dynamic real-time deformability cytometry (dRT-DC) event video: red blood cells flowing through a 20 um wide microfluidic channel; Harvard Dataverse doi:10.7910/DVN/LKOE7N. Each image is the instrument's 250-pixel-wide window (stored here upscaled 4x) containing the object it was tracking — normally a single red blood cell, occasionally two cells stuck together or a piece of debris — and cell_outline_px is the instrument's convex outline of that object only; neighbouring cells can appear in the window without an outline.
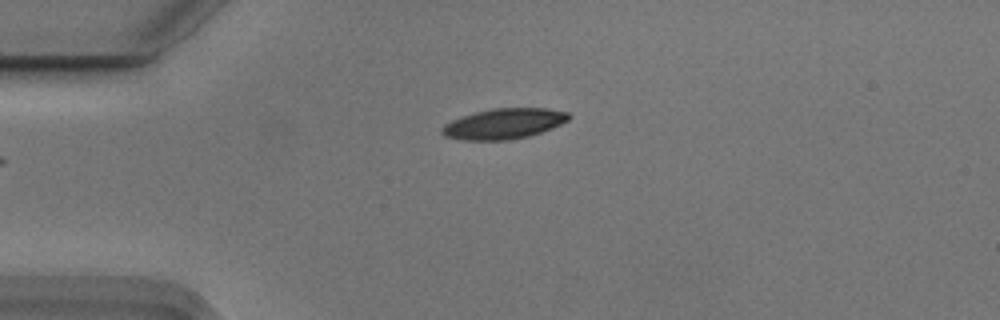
{"species": "Egyptian fruit bat (a non-hibernating species)", "species_latin": "Rousettus aegyptiacus", "temperature_condition": "cold", "stored_images_in_passage": 42, "camera_frame_rate_fps": 3000, "um_per_image_px": 0.085, "animal": {"sex": "male"}, "frame": {"image": 1, "passage_image": 1, "time_ms": 0.0, "image_size_px": [1000, 320], "cell_outline_px": [[572, 116], [568, 120], [552, 128], [528, 136], [508, 140], [464, 140], [444, 136], [440, 132], [440, 128], [444, 124], [452, 120], [476, 112], [492, 108], [544, 108], [568, 112]], "centroid_in_image_um": [42.81, 10.51], "position_along_channel_um": 42.2, "area_um2": 22.43}}
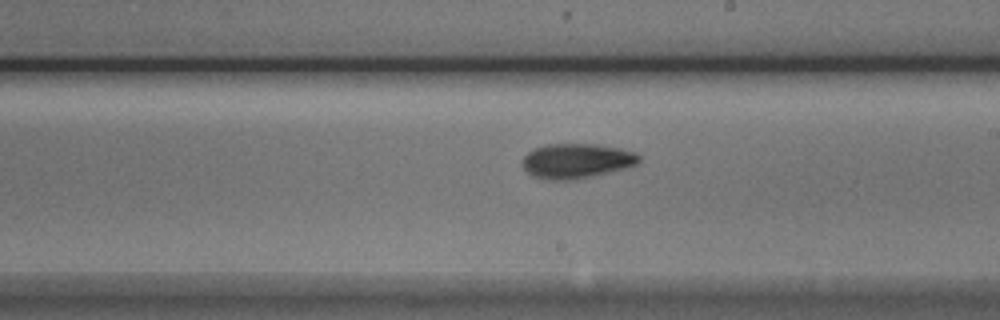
{"frame": {"image": 2, "passage_image": 19, "time_ms": 6.0, "image_size_px": [1000, 320], "cell_outline_px": [[640, 160], [636, 164], [624, 168], [588, 176], [568, 180], [544, 180], [528, 172], [524, 168], [524, 156], [532, 148], [544, 144], [596, 144], [620, 148], [636, 152], [640, 156]], "centroid_in_image_um": [48.99, 13.65], "position_along_channel_um": 240.0, "area_um2": 23.35}}
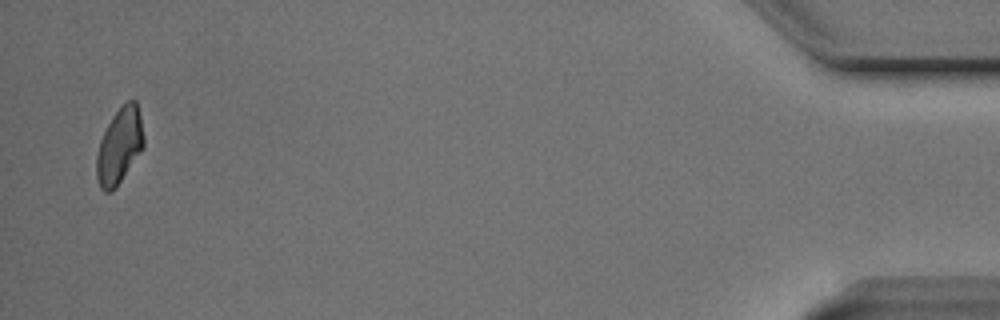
{"frame": {"image": 3, "passage_image": 41, "time_ms": 13.333, "image_size_px": [1000, 320], "cell_outline_px": [[144, 148], [116, 188], [112, 192], [104, 192], [100, 188], [96, 176], [96, 156], [100, 140], [112, 116], [128, 100], [136, 100], [140, 116], [144, 136]], "centroid_in_image_um": [10.15, 12.45], "position_along_channel_um": 425.0, "area_um2": 20.92}, "authors_computed_cell_mechanics": {"area_um2": 22.3975, "velocity_mm_per_s": 3.7242, "shape_relaxation_time_tau1_ms": 3.1634, "shape_relaxation_time_tau2_ms": 9.0444, "deformation_change_tau1": 0.1202, "deformation_change_tau2": 0.1671}}